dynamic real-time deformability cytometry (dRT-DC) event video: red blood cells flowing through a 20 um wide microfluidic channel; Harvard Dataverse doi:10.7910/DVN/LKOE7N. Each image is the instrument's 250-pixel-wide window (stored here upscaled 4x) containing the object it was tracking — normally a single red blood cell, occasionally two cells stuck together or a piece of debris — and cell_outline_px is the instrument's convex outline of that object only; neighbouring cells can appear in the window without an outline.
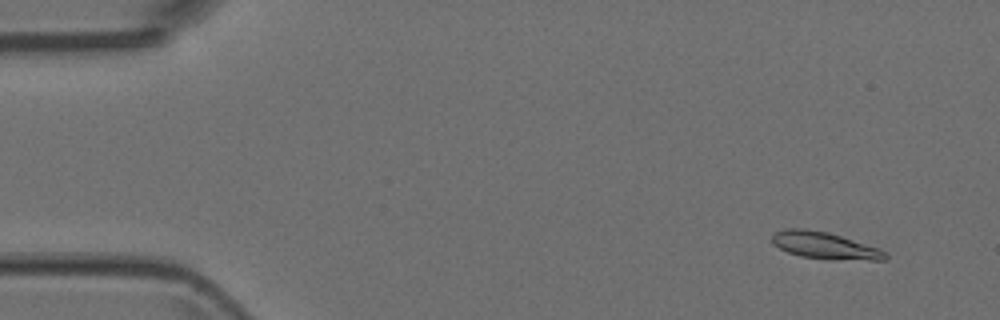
{"species": "Egyptian fruit bat (a non-hibernating species)", "species_latin": "Rousettus aegyptiacus", "temperature_condition": "room temperature", "stored_images_in_passage": 4, "camera_frame_rate_fps": 3000, "um_per_image_px": 0.085, "animal": {"sex": "female"}, "frame": {"image": 1, "passage_image": 1, "time_ms": 0.0, "image_size_px": [1000, 320], "cell_outline_px": [[888, 260], [868, 260], [800, 256], [788, 252], [772, 244], [772, 236], [776, 232], [784, 228], [804, 228], [828, 232], [880, 248], [888, 256]], "centroid_in_image_um": [70.09, 20.84], "position_along_channel_um": 14.9, "area_um2": 17.4}}
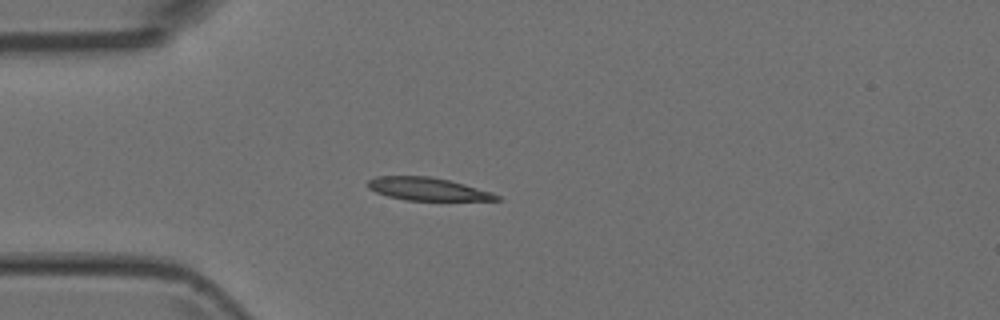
{"frame": {"image": 2, "passage_image": 4, "time_ms": 1.0, "image_size_px": [1000, 320], "cell_outline_px": [[504, 200], [404, 200], [388, 196], [376, 192], [368, 188], [368, 180], [376, 176], [428, 176], [448, 180], [464, 184], [492, 192], [500, 196]], "centroid_in_image_um": [36.35, 16.07], "position_along_channel_um": 48.7, "area_um2": 17.05}}